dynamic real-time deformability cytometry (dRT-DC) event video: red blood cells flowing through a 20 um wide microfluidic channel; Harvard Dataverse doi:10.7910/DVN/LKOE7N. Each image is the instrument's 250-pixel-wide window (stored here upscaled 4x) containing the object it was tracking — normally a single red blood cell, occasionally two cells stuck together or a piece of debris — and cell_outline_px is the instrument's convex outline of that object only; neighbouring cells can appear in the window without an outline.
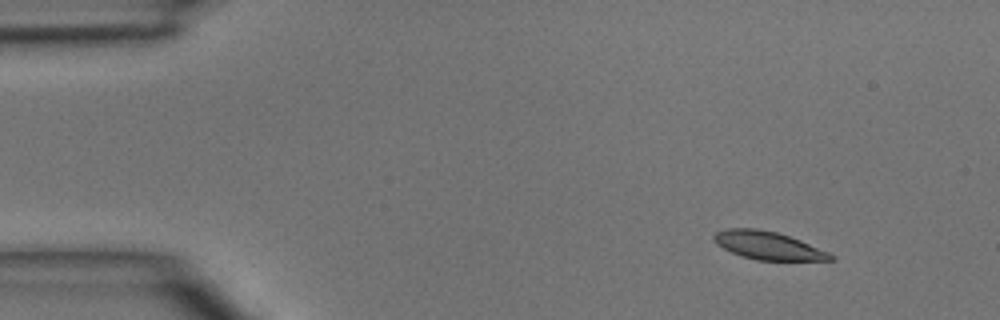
{"species": "common noctule bat (a hibernating species)", "species_latin": "Nyctalus noctula", "temperature_condition": "room temperature", "stored_images_in_passage": 2, "camera_frame_rate_fps": 3000, "um_per_image_px": 0.085, "animal": {"sex": "male", "body_mass_g": 15.6}, "frame": {"image": 1, "passage_image": 2, "time_ms": 2.0, "image_size_px": [1000, 320], "cell_outline_px": [[836, 260], [756, 260], [732, 252], [716, 244], [712, 240], [712, 236], [716, 232], [728, 228], [756, 228], [776, 232], [800, 240], [828, 252], [836, 256]], "centroid_in_image_um": [65.28, 20.86], "position_along_channel_um": 19.7, "area_um2": 18.9}}